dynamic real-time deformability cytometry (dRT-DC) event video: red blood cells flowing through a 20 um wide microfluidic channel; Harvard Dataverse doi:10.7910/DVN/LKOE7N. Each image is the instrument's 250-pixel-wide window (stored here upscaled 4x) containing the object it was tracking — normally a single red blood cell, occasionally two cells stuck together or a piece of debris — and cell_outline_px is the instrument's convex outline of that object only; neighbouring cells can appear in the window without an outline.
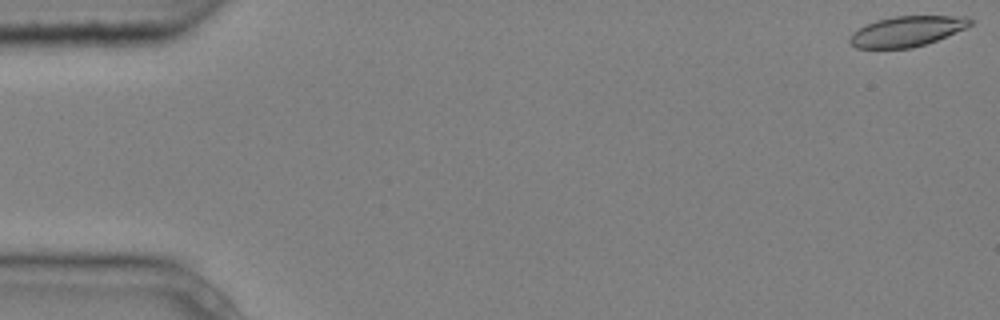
{"species": "common noctule bat (a hibernating species)", "species_latin": "Nyctalus noctula", "temperature_condition": "cold", "stored_images_in_passage": 6, "camera_frame_rate_fps": 3000, "um_per_image_px": 0.085, "animal": {"sex": "male", "body_mass_g": 20.4}, "frame": {"image": 1, "passage_image": 1, "time_ms": 0.0, "image_size_px": [1000, 320], "cell_outline_px": [[972, 24], [964, 28], [936, 40], [912, 48], [856, 48], [848, 40], [852, 32], [876, 20], [892, 16], [964, 16], [972, 20]], "centroid_in_image_um": [77.05, 2.65], "position_along_channel_um": 7.9, "area_um2": 20.98}}
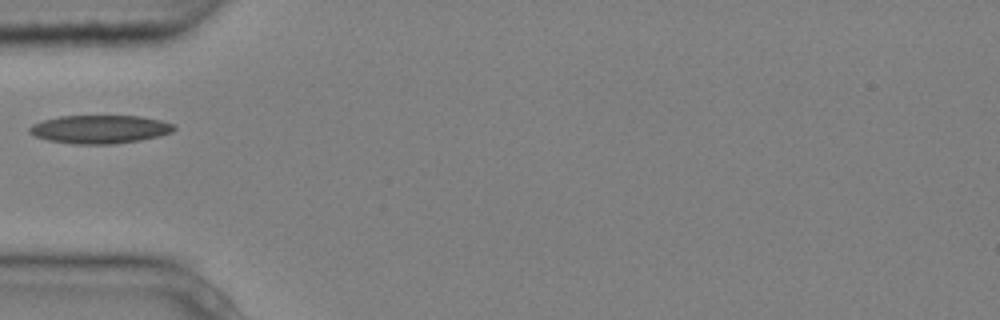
{"frame": {"image": 2, "passage_image": 5, "time_ms": 1.333, "image_size_px": [1000, 320], "cell_outline_px": [[176, 128], [172, 132], [160, 136], [140, 140], [116, 144], [72, 144], [48, 140], [36, 136], [28, 132], [28, 128], [32, 124], [44, 120], [60, 116], [140, 116], [160, 120], [176, 124]], "centroid_in_image_um": [8.51, 10.99], "position_along_channel_um": 76.5, "area_um2": 23.99}}
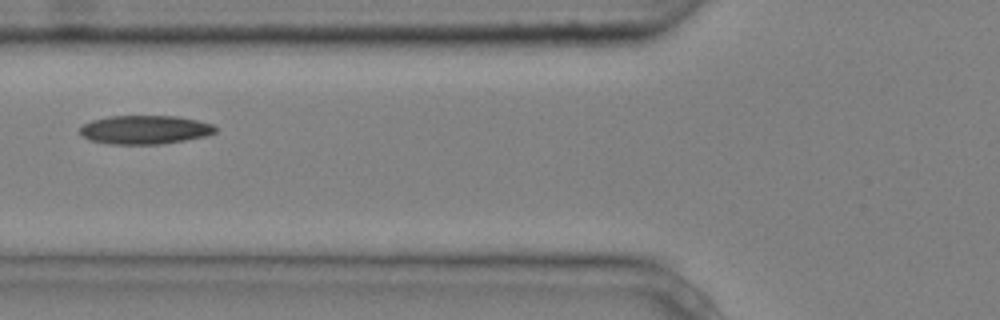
{"frame": {"image": 3, "passage_image": 6, "time_ms": 1.667, "image_size_px": [1000, 320], "cell_outline_px": [[216, 132], [208, 136], [160, 144], [112, 144], [92, 140], [84, 136], [80, 132], [80, 128], [84, 124], [92, 120], [108, 116], [176, 116], [196, 120], [212, 124], [216, 128]], "centroid_in_image_um": [12.34, 11.02], "position_along_channel_um": 113.5, "area_um2": 22.48}}